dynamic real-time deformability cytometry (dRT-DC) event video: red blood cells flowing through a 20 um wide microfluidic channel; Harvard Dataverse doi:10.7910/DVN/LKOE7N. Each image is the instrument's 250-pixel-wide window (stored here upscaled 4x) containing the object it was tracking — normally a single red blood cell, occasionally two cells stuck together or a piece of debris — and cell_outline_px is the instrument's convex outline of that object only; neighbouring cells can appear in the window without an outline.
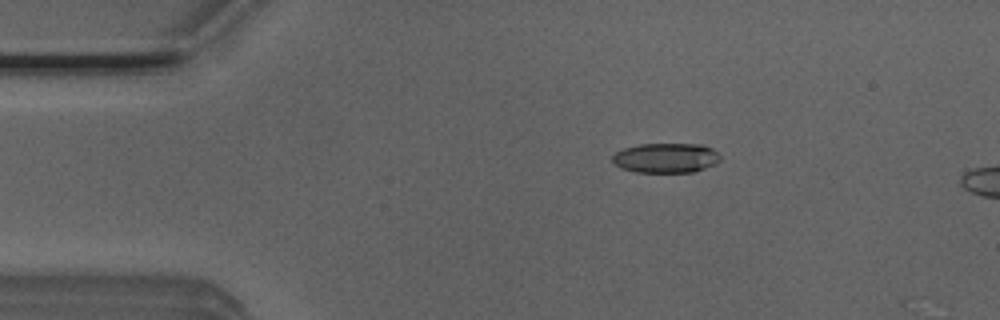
{"species": "Egyptian fruit bat (a non-hibernating species)", "species_latin": "Rousettus aegyptiacus", "temperature_condition": "room temperature", "stored_images_in_passage": 12, "camera_frame_rate_fps": 3000, "um_per_image_px": 0.085, "animal": {"sex": "male"}, "frame": {"image": 1, "passage_image": 9, "time_ms": 2.667, "image_size_px": [1000, 320], "cell_outline_px": [[720, 160], [716, 164], [692, 172], [636, 172], [620, 168], [612, 160], [612, 156], [616, 152], [624, 148], [640, 144], [700, 144], [712, 148], [720, 156]], "centroid_in_image_um": [56.6, 13.42], "position_along_channel_um": 28.4, "area_um2": 18.67}}